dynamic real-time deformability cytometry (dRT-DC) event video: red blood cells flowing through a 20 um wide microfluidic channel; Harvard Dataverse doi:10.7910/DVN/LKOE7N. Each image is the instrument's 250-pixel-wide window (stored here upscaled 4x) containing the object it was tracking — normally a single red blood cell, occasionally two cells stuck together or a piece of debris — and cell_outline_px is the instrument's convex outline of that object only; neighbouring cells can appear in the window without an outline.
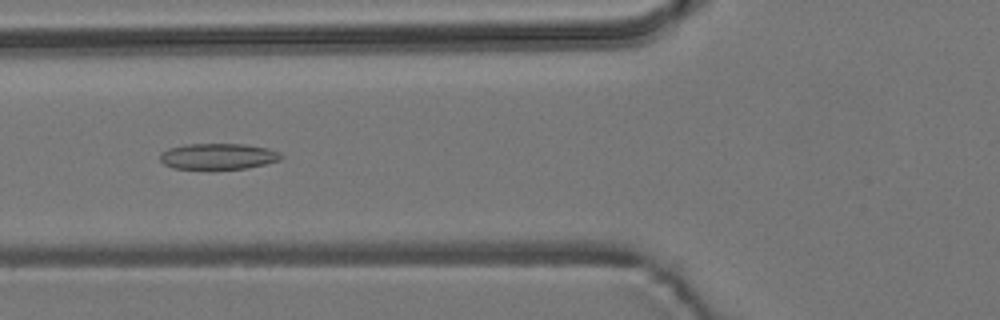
{"species": "common noctule bat (a hibernating species)", "species_latin": "Nyctalus noctula", "temperature_condition": "room temperature", "stored_images_in_passage": 54, "camera_frame_rate_fps": 3000, "um_per_image_px": 0.085, "animal": {"sex": "male", "body_mass_g": 19.2, "forearm_length_mm": 51.8}, "frame": {"image": 1, "passage_image": 20, "time_ms": 6.333, "image_size_px": [1000, 320], "cell_outline_px": [[284, 156], [280, 160], [248, 168], [212, 172], [172, 168], [164, 164], [160, 160], [160, 152], [168, 148], [184, 144], [244, 144], [268, 148], [280, 152]], "centroid_in_image_um": [18.5, 13.34], "position_along_channel_um": 107.3, "area_um2": 19.36}}
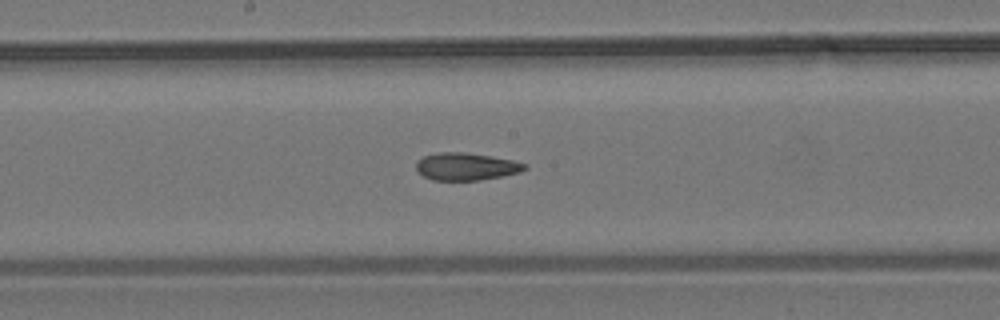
{"frame": {"image": 2, "passage_image": 28, "time_ms": 9.0, "image_size_px": [1000, 320], "cell_outline_px": [[528, 168], [520, 172], [504, 176], [480, 180], [432, 180], [424, 176], [416, 168], [416, 160], [424, 156], [436, 152], [464, 152], [512, 160], [528, 164]], "centroid_in_image_um": [39.63, 14.15], "position_along_channel_um": 208.6, "area_um2": 17.4}}
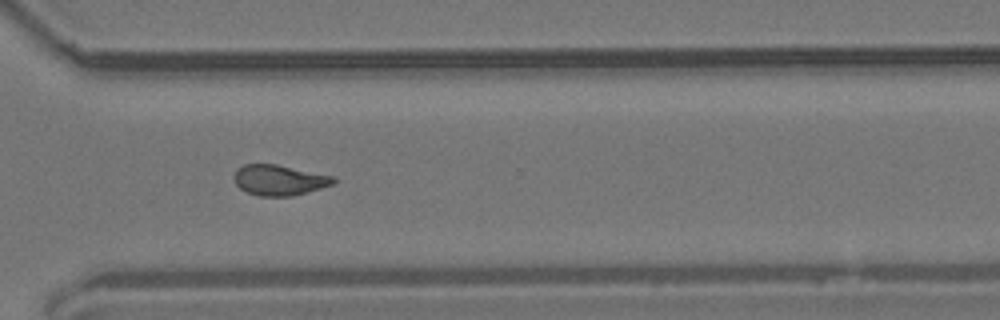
{"frame": {"image": 3, "passage_image": 39, "time_ms": 12.667, "image_size_px": [1000, 320], "cell_outline_px": [[336, 180], [332, 184], [320, 188], [292, 196], [260, 196], [248, 192], [240, 188], [236, 184], [232, 176], [236, 168], [244, 164], [276, 164], [336, 176]], "centroid_in_image_um": [23.71, 15.29], "position_along_channel_um": 346.9, "area_um2": 17.74}, "authors_computed_cell_mechanics": {"area_um2": 18.1492, "velocity_mm_per_s": 3.7846, "shape_relaxation_time_tau1_ms": null, "shape_relaxation_time_tau2_ms": 3.17, "deformation_change_tau1": null, "deformation_change_tau2": 0.1076}}